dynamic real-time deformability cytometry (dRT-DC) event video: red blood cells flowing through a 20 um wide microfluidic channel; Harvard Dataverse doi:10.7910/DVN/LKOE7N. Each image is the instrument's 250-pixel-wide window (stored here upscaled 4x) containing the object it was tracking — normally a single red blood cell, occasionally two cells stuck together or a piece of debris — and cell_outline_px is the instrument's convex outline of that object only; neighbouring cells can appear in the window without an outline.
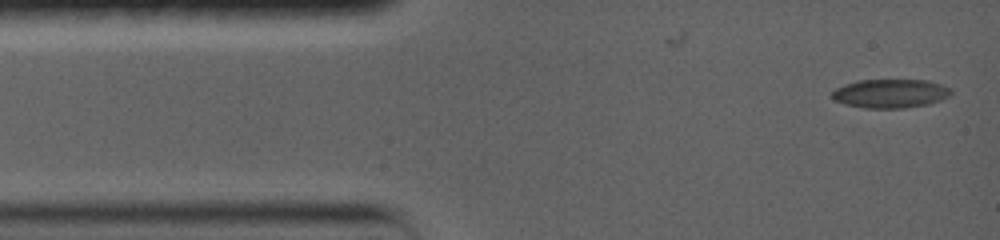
{"species": "common noctule bat (a hibernating species)", "species_latin": "Nyctalus noctula", "temperature_condition": "warm", "stored_images_in_passage": 43, "camera_frame_rate_fps": 5000, "um_per_image_px": 0.085, "animal": {"sex": "female", "body_mass_g": 19.0, "forearm_length_mm": 56.7}, "frame": {"image": 1, "passage_image": 1, "time_ms": 0.0, "image_size_px": [1000, 240], "cell_outline_px": [[952, 92], [948, 96], [940, 100], [928, 104], [904, 108], [864, 108], [844, 104], [832, 100], [832, 92], [836, 88], [844, 84], [860, 80], [928, 80], [940, 84], [948, 88]], "centroid_in_image_um": [75.64, 7.95], "position_along_channel_um": 9.4, "area_um2": 19.94}}
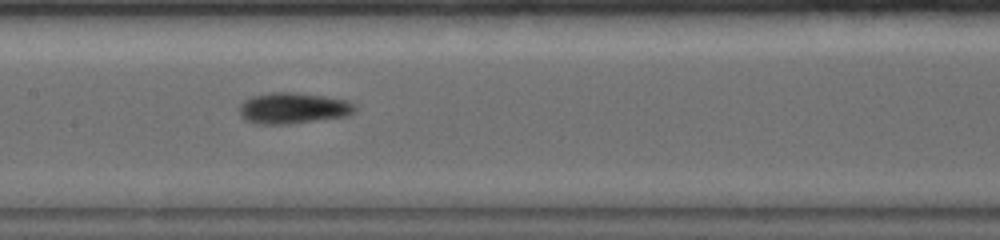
{"frame": {"image": 2, "passage_image": 18, "time_ms": 6.4, "image_size_px": [1000, 240], "cell_outline_px": [[356, 112], [348, 116], [288, 124], [256, 124], [240, 116], [240, 104], [244, 100], [252, 96], [272, 92], [296, 92], [324, 96], [348, 100], [356, 108]], "centroid_in_image_um": [24.93, 9.19], "position_along_channel_um": 182.5, "area_um2": 20.98}}
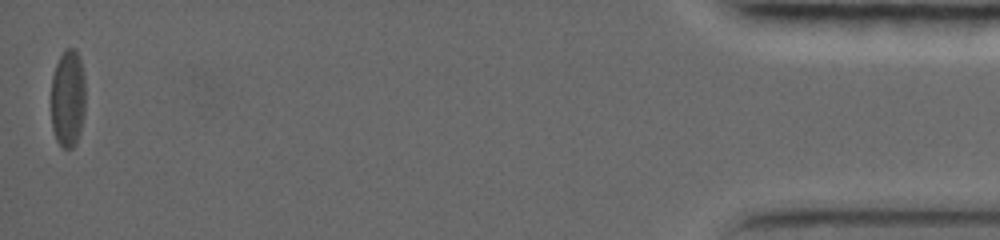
{"frame": {"image": 3, "passage_image": 43, "time_ms": 16.4, "image_size_px": [1000, 240], "cell_outline_px": [[84, 112], [80, 132], [76, 144], [72, 148], [64, 148], [56, 140], [52, 128], [52, 76], [56, 64], [64, 48], [72, 48], [80, 56], [84, 72]], "centroid_in_image_um": [5.77, 8.35], "position_along_channel_um": 429.4, "area_um2": 19.59}, "authors_computed_cell_mechanics": {"area_um2": 19.5364, "velocity_mm_per_s": 3.7626, "shape_relaxation_time_tau1_ms": 3.5848, "shape_relaxation_time_tau2_ms": 2.9464, "deformation_change_tau1": 0.1254, "deformation_change_tau2": 0.0723}}